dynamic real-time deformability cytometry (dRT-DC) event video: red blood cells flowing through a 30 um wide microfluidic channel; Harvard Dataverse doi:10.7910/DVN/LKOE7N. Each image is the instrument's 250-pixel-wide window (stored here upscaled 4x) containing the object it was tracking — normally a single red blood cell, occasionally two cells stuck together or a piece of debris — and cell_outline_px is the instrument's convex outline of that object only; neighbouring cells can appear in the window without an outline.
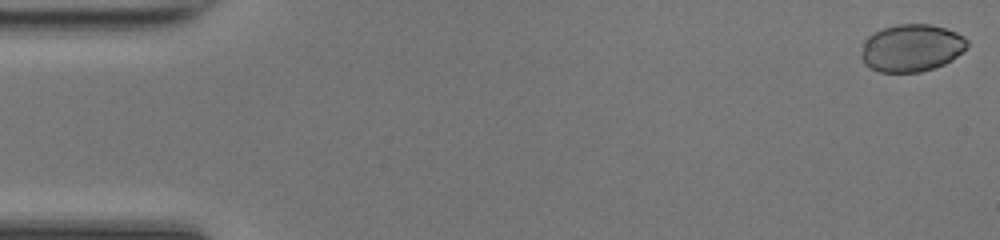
{"species": "common noctule bat (a hibernating species)", "species_latin": "Nyctalus noctula", "temperature_condition": "room temperature", "stored_images_in_passage": 48, "camera_frame_rate_fps": 3000, "um_per_image_px": 0.085, "animal": {"sex": "female", "body_mass_g": 17.0, "forearm_length_mm": 48.0}, "frame": {"image": 1, "passage_image": 1, "time_ms": 0.0, "image_size_px": [1000, 240], "cell_outline_px": [[968, 44], [952, 60], [944, 64], [920, 72], [880, 72], [868, 68], [864, 64], [860, 56], [864, 40], [872, 32], [896, 24], [932, 24], [956, 32], [964, 36], [968, 40]], "centroid_in_image_um": [77.43, 4.07], "position_along_channel_um": 7.6, "area_um2": 29.42}}